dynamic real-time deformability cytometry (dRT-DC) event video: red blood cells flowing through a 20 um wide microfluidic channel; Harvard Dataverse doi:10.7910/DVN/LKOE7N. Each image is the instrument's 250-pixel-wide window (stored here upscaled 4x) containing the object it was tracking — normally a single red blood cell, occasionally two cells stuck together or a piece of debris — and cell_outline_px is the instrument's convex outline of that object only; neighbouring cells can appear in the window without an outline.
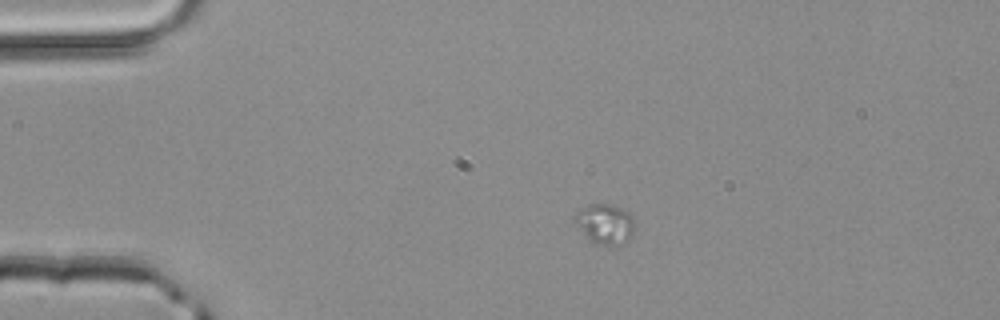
{"species": "common noctule bat (a hibernating species)", "species_latin": "Nyctalus noctula", "temperature_condition": "room temperature", "stored_images_in_passage": 2, "camera_frame_rate_fps": 3000, "um_per_image_px": 0.085, "animal": {"sex": "male", "body_mass_g": 20.4}, "frame": {"image": 1, "passage_image": 2, "time_ms": 0.333, "image_size_px": [1000, 320], "cell_outline_px": [[632, 232], [628, 240], [624, 244], [596, 244], [572, 220], [576, 212], [588, 204], [612, 204], [628, 212], [632, 216]], "centroid_in_image_um": [51.41, 19.0], "position_along_channel_um": 33.6, "area_um2": 13.53}}